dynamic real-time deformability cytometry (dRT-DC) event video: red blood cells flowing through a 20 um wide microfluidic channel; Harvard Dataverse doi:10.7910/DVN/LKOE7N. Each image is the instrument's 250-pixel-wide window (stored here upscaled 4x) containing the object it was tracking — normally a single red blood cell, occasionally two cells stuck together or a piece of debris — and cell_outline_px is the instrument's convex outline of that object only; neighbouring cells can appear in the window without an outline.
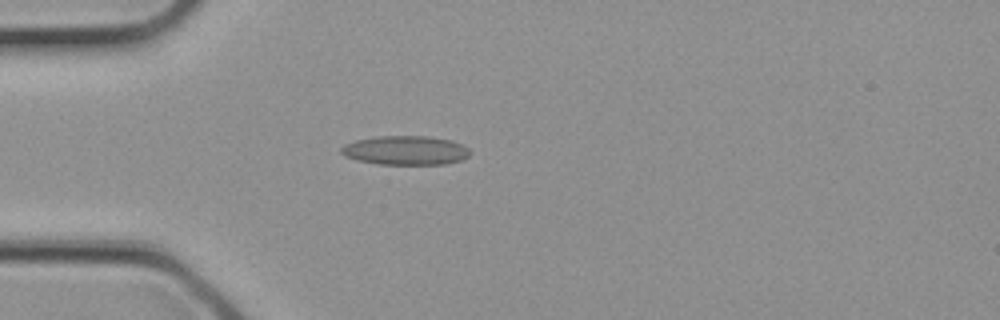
{"species": "common noctule bat (a hibernating species)", "species_latin": "Nyctalus noctula", "temperature_condition": "cold", "stored_images_in_passage": 3, "camera_frame_rate_fps": 3000, "um_per_image_px": 0.085, "animal": {"sex": "female", "body_mass_g": 21.9}, "frame": {"image": 1, "passage_image": 2, "time_ms": 0.333, "image_size_px": [1000, 320], "cell_outline_px": [[472, 152], [468, 156], [460, 160], [444, 164], [380, 164], [356, 160], [344, 156], [340, 152], [340, 148], [344, 144], [356, 140], [376, 136], [428, 136], [452, 140], [468, 148]], "centroid_in_image_um": [34.44, 12.77], "position_along_channel_um": 50.6, "area_um2": 21.91}}